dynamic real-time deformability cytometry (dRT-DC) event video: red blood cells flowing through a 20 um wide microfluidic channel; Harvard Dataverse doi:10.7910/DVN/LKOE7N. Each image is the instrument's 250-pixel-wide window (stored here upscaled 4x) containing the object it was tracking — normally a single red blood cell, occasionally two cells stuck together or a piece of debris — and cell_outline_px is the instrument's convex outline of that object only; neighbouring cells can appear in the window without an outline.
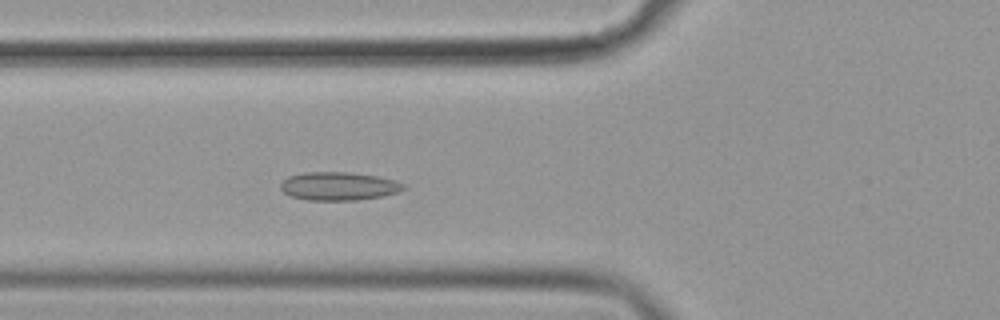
{"species": "common noctule bat (a hibernating species)", "species_latin": "Nyctalus noctula", "temperature_condition": "cold", "stored_images_in_passage": 54, "camera_frame_rate_fps": 3000, "um_per_image_px": 0.085, "animal": {"sex": "female", "body_mass_g": 19.9}, "frame": {"image": 1, "passage_image": 19, "time_ms": 6.0, "image_size_px": [1000, 320], "cell_outline_px": [[404, 188], [396, 192], [380, 196], [356, 200], [304, 200], [292, 196], [284, 192], [280, 188], [280, 184], [288, 176], [308, 172], [348, 172], [376, 176], [392, 180], [404, 184]], "centroid_in_image_um": [28.73, 15.82], "position_along_channel_um": 97.1, "area_um2": 19.94}}
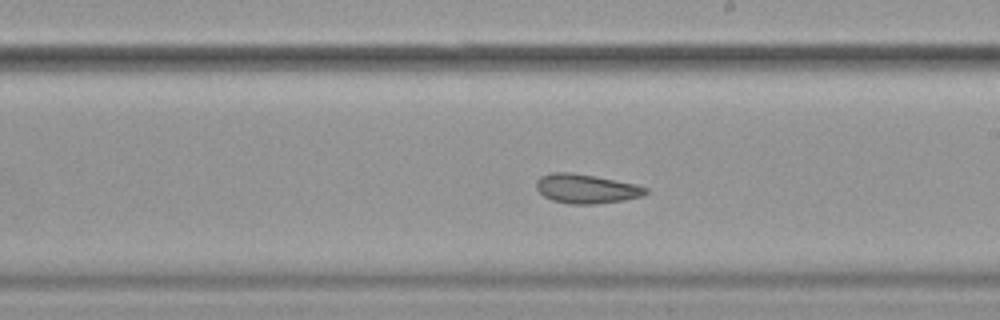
{"frame": {"image": 2, "passage_image": 31, "time_ms": 10.0, "image_size_px": [1000, 320], "cell_outline_px": [[648, 192], [644, 196], [624, 200], [596, 204], [572, 204], [552, 200], [544, 196], [536, 188], [536, 180], [540, 176], [552, 172], [572, 172], [596, 176], [636, 184], [648, 188]], "centroid_in_image_um": [49.84, 16.03], "position_along_channel_um": 239.2, "area_um2": 18.79}}
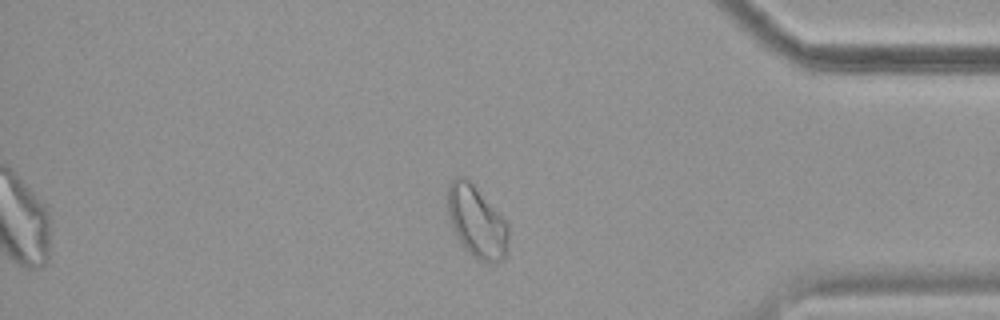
{"frame": {"image": 3, "passage_image": 46, "time_ms": 15.0, "image_size_px": [1000, 320], "cell_outline_px": [[508, 248], [504, 260], [488, 264], [472, 256], [468, 252], [456, 236], [448, 212], [448, 184], [456, 176], [464, 176], [472, 184], [508, 224]], "centroid_in_image_um": [40.53, 18.89], "position_along_channel_um": 394.7, "area_um2": 25.09}, "authors_computed_cell_mechanics": {"area_um2": 21.1259, "velocity_mm_per_s": 3.562, "shape_relaxation_time_tau1_ms": null, "shape_relaxation_time_tau2_ms": 3.0612, "deformation_change_tau1": null, "deformation_change_tau2": 0.0646}}